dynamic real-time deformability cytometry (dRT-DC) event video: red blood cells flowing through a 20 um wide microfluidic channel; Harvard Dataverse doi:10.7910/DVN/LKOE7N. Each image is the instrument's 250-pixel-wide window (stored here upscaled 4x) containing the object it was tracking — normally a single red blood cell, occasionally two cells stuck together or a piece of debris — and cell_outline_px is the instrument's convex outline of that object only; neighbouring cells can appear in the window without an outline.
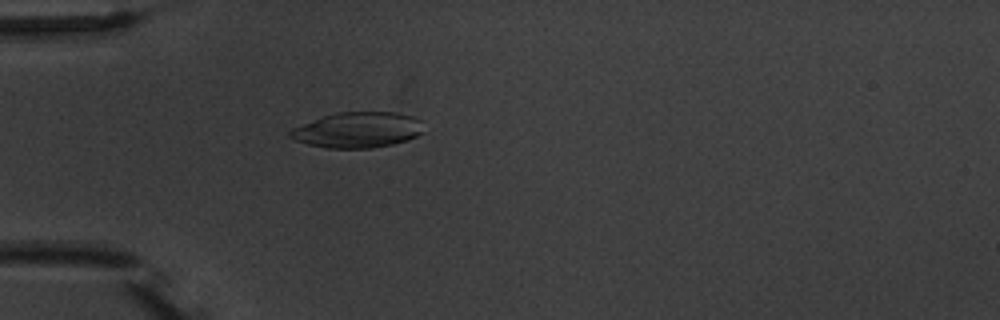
{"species": "common noctule bat (a hibernating species)", "species_latin": "Nyctalus noctula", "temperature_condition": "warm", "stored_images_in_passage": 1, "camera_frame_rate_fps": 3000, "um_per_image_px": 0.085, "animal": {"sex": "male", "body_mass_g": 20.1, "forearm_length_mm": 53.5}, "frame": {"image": 1, "passage_image": 1, "time_ms": 0.0, "image_size_px": [1000, 320], "cell_outline_px": [[424, 132], [408, 140], [392, 144], [372, 148], [328, 148], [308, 144], [296, 140], [288, 136], [288, 132], [292, 128], [324, 116], [336, 112], [396, 112], [412, 116], [420, 120]], "centroid_in_image_um": [30.42, 11.04], "position_along_channel_um": 54.6, "area_um2": 27.63}}